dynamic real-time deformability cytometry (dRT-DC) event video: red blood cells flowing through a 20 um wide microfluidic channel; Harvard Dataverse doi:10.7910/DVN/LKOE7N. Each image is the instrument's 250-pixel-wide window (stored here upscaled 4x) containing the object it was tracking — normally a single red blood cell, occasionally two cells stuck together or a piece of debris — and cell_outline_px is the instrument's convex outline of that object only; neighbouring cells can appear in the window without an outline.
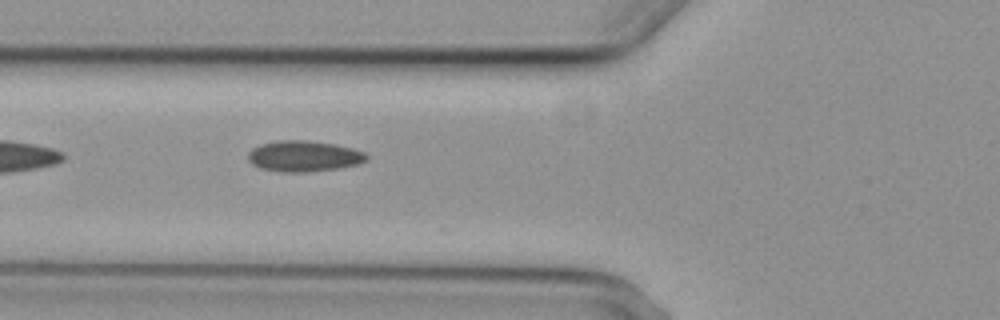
{"species": "common noctule bat (a hibernating species)", "species_latin": "Nyctalus noctula", "temperature_condition": "cold", "stored_images_in_passage": 4, "camera_frame_rate_fps": 3000, "um_per_image_px": 0.085, "animal": {"sex": "female", "body_mass_g": 29.2, "forearm_length_mm": 56.3}, "frame": {"image": 1, "passage_image": 4, "time_ms": 4.333, "image_size_px": [1000, 320], "cell_outline_px": [[368, 160], [356, 164], [340, 168], [308, 172], [280, 172], [260, 168], [252, 164], [248, 160], [248, 152], [252, 148], [260, 144], [276, 140], [308, 140], [336, 144], [352, 148], [364, 152], [368, 156]], "centroid_in_image_um": [25.81, 13.27], "position_along_channel_um": 100.0, "area_um2": 21.56}}